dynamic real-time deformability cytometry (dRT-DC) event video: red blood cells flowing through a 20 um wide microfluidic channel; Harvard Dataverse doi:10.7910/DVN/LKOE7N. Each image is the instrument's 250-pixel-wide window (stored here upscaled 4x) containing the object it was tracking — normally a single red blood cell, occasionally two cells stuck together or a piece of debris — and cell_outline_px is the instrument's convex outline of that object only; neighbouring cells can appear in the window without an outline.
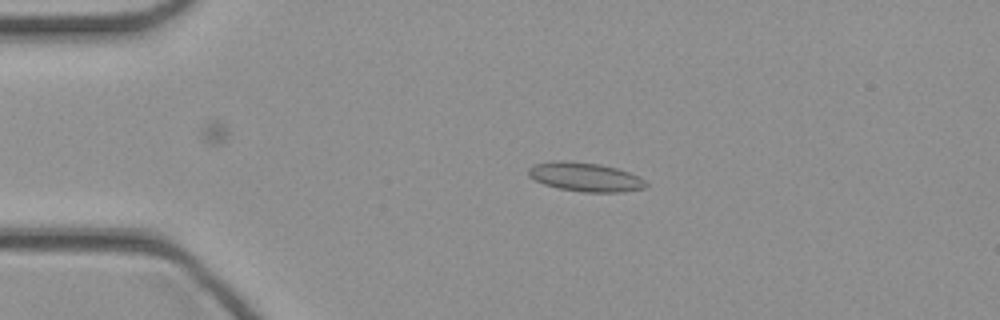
{"species": "common noctule bat (a hibernating species)", "species_latin": "Nyctalus noctula", "temperature_condition": "cold", "stored_images_in_passage": 34, "camera_frame_rate_fps": 3000, "um_per_image_px": 0.085, "animal": {"sex": "female", "body_mass_g": 21.9}, "frame": {"image": 1, "passage_image": 1, "time_ms": 0.0, "image_size_px": [1000, 320], "cell_outline_px": [[648, 184], [644, 188], [620, 192], [584, 192], [560, 188], [544, 184], [528, 176], [528, 168], [532, 164], [552, 160], [564, 160], [600, 164], [616, 168], [640, 176]], "centroid_in_image_um": [49.71, 15.03], "position_along_channel_um": 35.3, "area_um2": 19.88}}
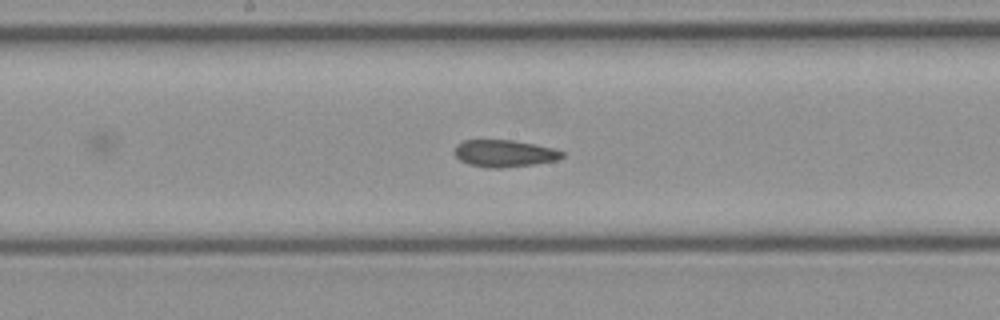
{"frame": {"image": 2, "passage_image": 15, "time_ms": 4.667, "image_size_px": [1000, 320], "cell_outline_px": [[564, 156], [556, 160], [532, 164], [500, 168], [488, 168], [468, 164], [460, 160], [452, 152], [456, 144], [464, 140], [512, 140], [536, 144], [556, 148], [564, 152]], "centroid_in_image_um": [42.85, 13.03], "position_along_channel_um": 205.4, "area_um2": 17.11}}
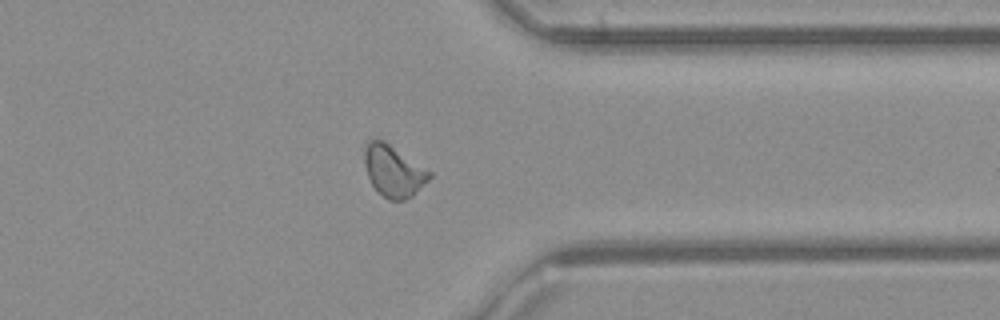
{"frame": {"image": 3, "passage_image": 27, "time_ms": 8.667, "image_size_px": [1000, 320], "cell_outline_px": [[432, 176], [412, 196], [404, 200], [388, 200], [372, 184], [368, 176], [364, 164], [364, 144], [368, 140], [384, 140], [432, 172]], "centroid_in_image_um": [33.44, 14.51], "position_along_channel_um": 378.0, "area_um2": 19.36}}